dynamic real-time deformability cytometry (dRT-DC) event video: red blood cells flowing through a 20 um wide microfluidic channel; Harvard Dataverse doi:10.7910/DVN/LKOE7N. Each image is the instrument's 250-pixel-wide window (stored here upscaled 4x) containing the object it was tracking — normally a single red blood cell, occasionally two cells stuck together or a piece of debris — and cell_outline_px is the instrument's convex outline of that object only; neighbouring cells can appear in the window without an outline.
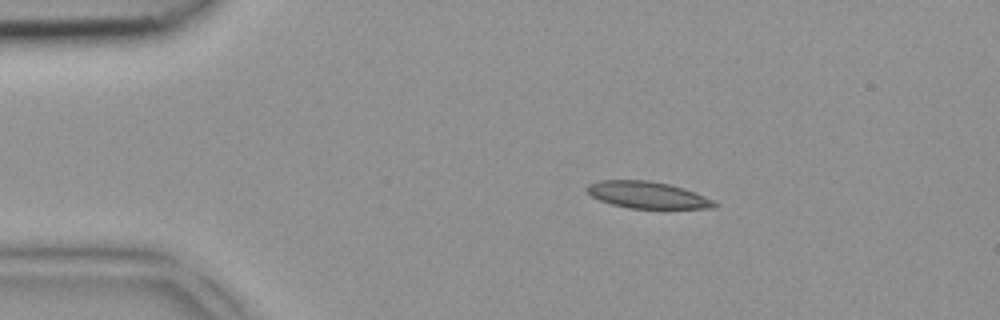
{"species": "common noctule bat (a hibernating species)", "species_latin": "Nyctalus noctula", "temperature_condition": "room temperature", "stored_images_in_passage": 3, "camera_frame_rate_fps": 3000, "um_per_image_px": 0.085, "animal": {"sex": "female", "body_mass_g": 18.4}, "frame": {"image": 1, "passage_image": 1, "time_ms": 0.0, "image_size_px": [1000, 320], "cell_outline_px": [[720, 204], [716, 208], [628, 208], [612, 204], [600, 200], [592, 196], [584, 188], [588, 184], [600, 180], [648, 180], [668, 184], [716, 200]], "centroid_in_image_um": [55.03, 16.57], "position_along_channel_um": 30.0, "area_um2": 19.77}}